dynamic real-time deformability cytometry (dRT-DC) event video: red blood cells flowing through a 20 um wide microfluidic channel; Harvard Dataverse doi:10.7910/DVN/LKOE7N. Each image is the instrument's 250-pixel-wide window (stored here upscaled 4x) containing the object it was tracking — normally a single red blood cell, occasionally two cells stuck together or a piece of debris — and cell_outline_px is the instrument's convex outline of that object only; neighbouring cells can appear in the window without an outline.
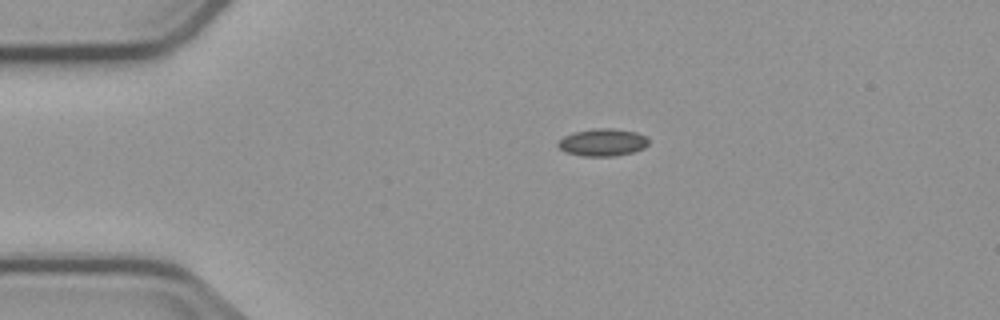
{"species": "common noctule bat (a hibernating species)", "species_latin": "Nyctalus noctula", "temperature_condition": "cold", "stored_images_in_passage": 2, "camera_frame_rate_fps": 3000, "um_per_image_px": 0.085, "animal": {"sex": "male", "body_mass_g": 23.1, "forearm_length_mm": 52.7}, "frame": {"image": 1, "passage_image": 1, "time_ms": 0.0, "image_size_px": [1000, 320], "cell_outline_px": [[648, 144], [644, 148], [632, 152], [612, 156], [584, 156], [564, 152], [556, 144], [564, 136], [576, 132], [592, 128], [612, 128], [636, 132], [644, 136], [648, 140]], "centroid_in_image_um": [51.21, 12.1], "position_along_channel_um": 33.8, "area_um2": 14.33}}